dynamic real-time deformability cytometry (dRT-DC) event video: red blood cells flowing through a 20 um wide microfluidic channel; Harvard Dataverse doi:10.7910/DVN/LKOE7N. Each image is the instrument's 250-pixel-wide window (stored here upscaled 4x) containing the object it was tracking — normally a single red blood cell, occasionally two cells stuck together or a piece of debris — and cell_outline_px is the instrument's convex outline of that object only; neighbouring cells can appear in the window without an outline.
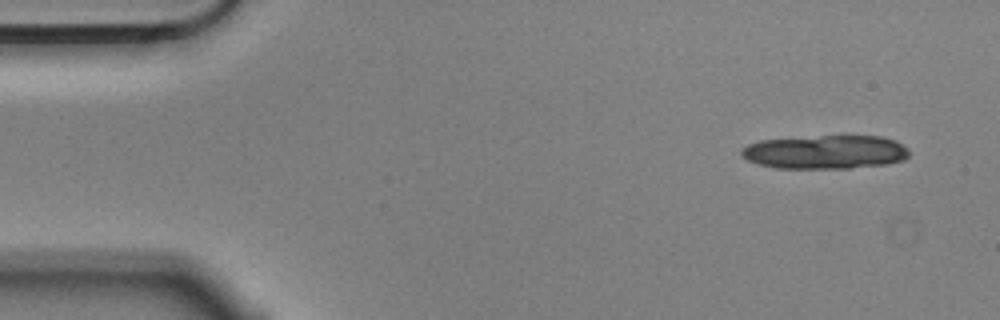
{"species": "Egyptian fruit bat (a non-hibernating species)", "species_latin": "Rousettus aegyptiacus", "temperature_condition": "cold", "stored_images_in_passage": 7, "segment_of_instrument_passage": [1, 2], "camera_frame_rate_fps": 3000, "um_per_image_px": 0.085, "animal": {"sex": "male"}, "frame": {"image": 1, "passage_image": 1, "time_ms": 0.0, "image_size_px": [1000, 320], "cell_outline_px": [[908, 156], [904, 160], [888, 164], [848, 168], [776, 168], [756, 164], [740, 156], [740, 152], [748, 144], [760, 140], [820, 136], [880, 136], [896, 140], [908, 148]], "centroid_in_image_um": [70.16, 12.93], "position_along_channel_um": 14.8, "area_um2": 33.06}}